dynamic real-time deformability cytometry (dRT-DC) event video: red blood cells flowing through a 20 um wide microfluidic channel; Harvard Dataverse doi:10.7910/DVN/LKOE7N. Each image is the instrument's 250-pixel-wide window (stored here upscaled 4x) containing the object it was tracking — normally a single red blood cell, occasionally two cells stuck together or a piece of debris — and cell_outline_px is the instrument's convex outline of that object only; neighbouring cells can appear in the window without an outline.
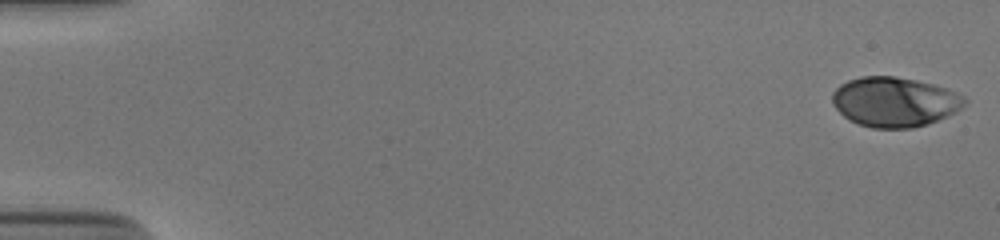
{"species": "human", "species_latin": "Homo sapiens", "temperature_condition": "cold", "stored_images_in_passage": 53, "camera_frame_rate_fps": 3000, "um_per_image_px": 0.085, "donor": {"sex": "male"}, "frame": {"image": 1, "passage_image": 1, "time_ms": 0.0, "image_size_px": [1000, 240], "cell_outline_px": [[968, 100], [956, 112], [948, 116], [928, 124], [912, 128], [872, 128], [848, 120], [832, 104], [832, 92], [840, 84], [848, 80], [860, 76], [896, 76], [916, 80], [948, 88], [964, 96]], "centroid_in_image_um": [76.04, 8.66], "position_along_channel_um": 9.0, "area_um2": 38.61}}
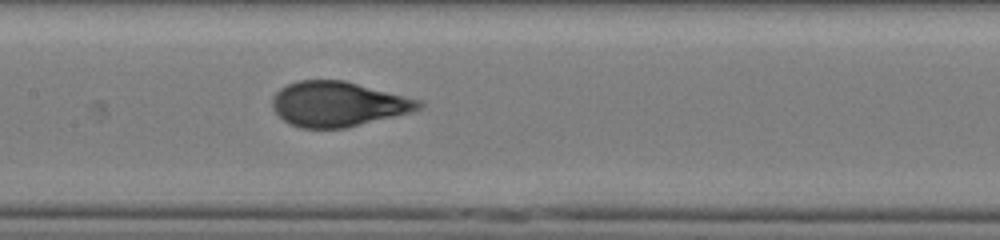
{"frame": {"image": 2, "passage_image": 27, "time_ms": 8.667, "image_size_px": [1000, 240], "cell_outline_px": [[424, 104], [420, 108], [412, 112], [344, 128], [300, 128], [284, 120], [272, 108], [272, 96], [280, 88], [288, 84], [300, 80], [344, 80], [420, 100]], "centroid_in_image_um": [28.71, 8.84], "position_along_channel_um": 178.7, "area_um2": 38.09}}
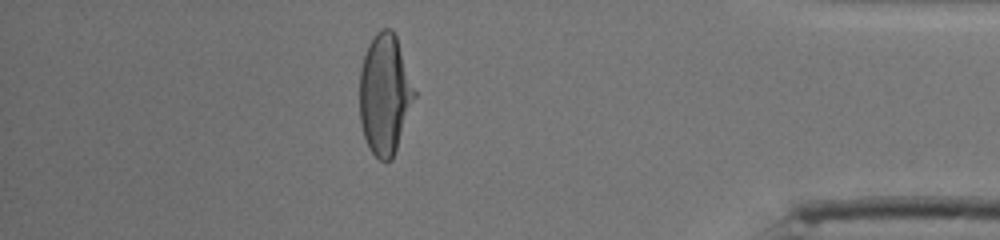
{"frame": {"image": 3, "passage_image": 47, "time_ms": 15.333, "image_size_px": [1000, 240], "cell_outline_px": [[416, 96], [392, 160], [380, 160], [372, 152], [364, 136], [360, 120], [360, 68], [364, 52], [372, 36], [380, 28], [392, 28], [396, 36], [416, 92]], "centroid_in_image_um": [32.7, 7.97], "position_along_channel_um": 402.5, "area_um2": 38.38}, "authors_computed_cell_mechanics": {"area_um2": 38.2636, "velocity_mm_per_s": 3.8732, "shape_relaxation_time_tau1_ms": 5.6165, "shape_relaxation_time_tau2_ms": null, "deformation_change_tau1": 0.2249, "deformation_change_tau2": null}}